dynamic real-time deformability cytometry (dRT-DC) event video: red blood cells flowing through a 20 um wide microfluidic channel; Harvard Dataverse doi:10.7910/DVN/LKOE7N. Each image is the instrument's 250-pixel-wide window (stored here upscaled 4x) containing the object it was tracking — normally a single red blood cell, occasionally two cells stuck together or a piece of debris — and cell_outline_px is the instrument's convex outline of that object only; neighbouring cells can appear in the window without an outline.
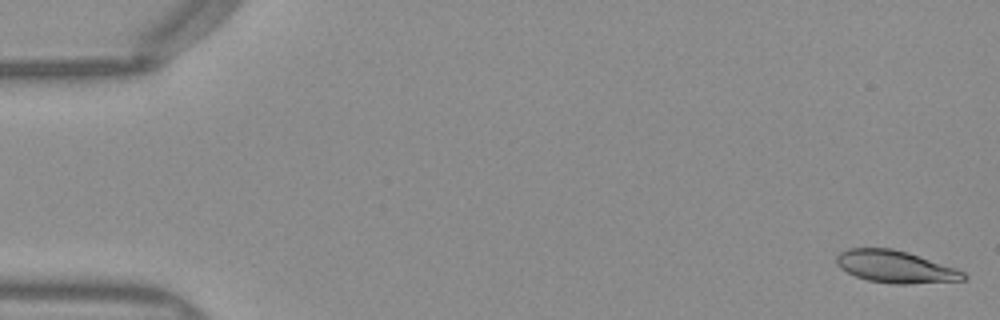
{"species": "Egyptian fruit bat (a non-hibernating species)", "species_latin": "Rousettus aegyptiacus", "temperature_condition": "warm", "stored_images_in_passage": 51, "camera_frame_rate_fps": 3000, "um_per_image_px": 0.085, "frame": {"image": 1, "passage_image": 1, "time_ms": 0.0, "image_size_px": [1000, 320], "cell_outline_px": [[968, 276], [964, 280], [908, 284], [892, 284], [868, 280], [856, 276], [840, 268], [836, 264], [836, 256], [840, 252], [848, 248], [892, 248], [908, 252], [956, 268], [964, 272]], "centroid_in_image_um": [76.11, 22.67], "position_along_channel_um": 8.9, "area_um2": 23.87}}
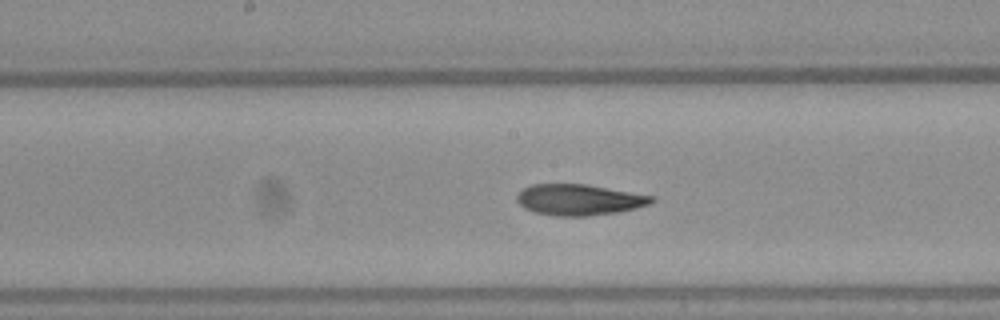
{"frame": {"image": 2, "passage_image": 26, "time_ms": 8.333, "image_size_px": [1000, 320], "cell_outline_px": [[656, 200], [648, 204], [636, 208], [616, 212], [588, 216], [556, 216], [536, 212], [524, 208], [516, 200], [516, 196], [524, 188], [532, 184], [584, 184], [652, 196]], "centroid_in_image_um": [49.19, 16.98], "position_along_channel_um": 199.0, "area_um2": 23.99}}
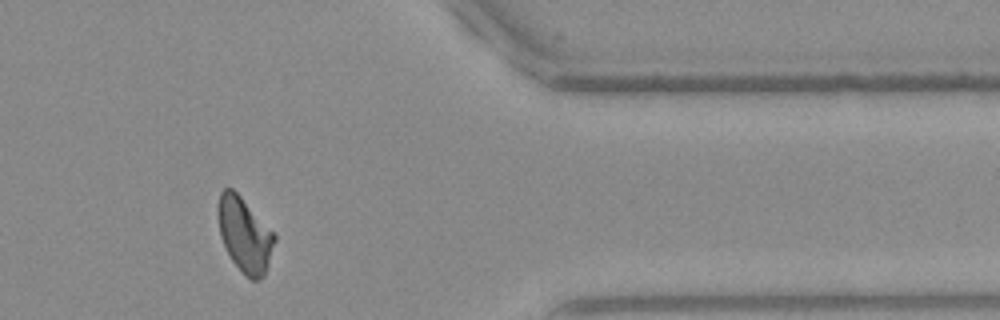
{"frame": {"image": 3, "passage_image": 42, "time_ms": 13.667, "image_size_px": [1000, 320], "cell_outline_px": [[276, 240], [264, 276], [256, 280], [252, 280], [232, 260], [220, 236], [216, 216], [216, 212], [220, 192], [224, 188], [232, 188], [240, 196], [276, 236]], "centroid_in_image_um": [20.76, 19.92], "position_along_channel_um": 390.6, "area_um2": 24.1}, "authors_computed_cell_mechanics": {"area_um2": 24.5072, "velocity_mm_per_s": 3.9975, "shape_relaxation_time_tau1_ms": null, "shape_relaxation_time_tau2_ms": 3.001, "deformation_change_tau1": null, "deformation_change_tau2": 0.0857}}